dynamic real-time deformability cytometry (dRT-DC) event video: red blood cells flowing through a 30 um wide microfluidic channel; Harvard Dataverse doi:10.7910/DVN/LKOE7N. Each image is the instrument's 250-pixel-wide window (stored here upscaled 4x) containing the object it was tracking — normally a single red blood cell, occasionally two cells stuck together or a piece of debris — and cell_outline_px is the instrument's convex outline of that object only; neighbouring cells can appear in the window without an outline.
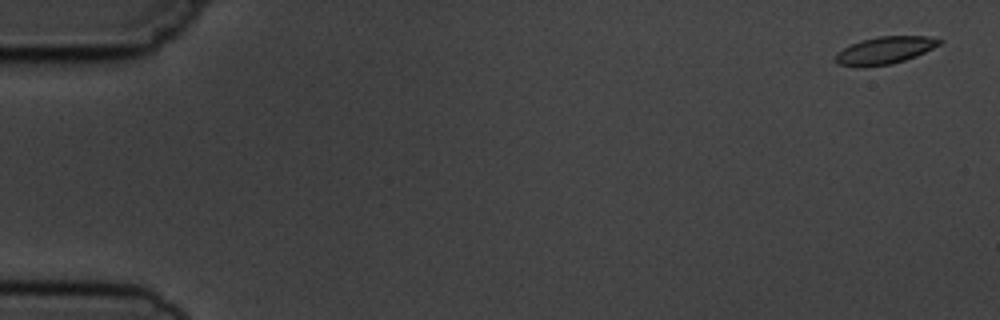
{"species": "common noctule bat (a hibernating species)", "species_latin": "Nyctalus noctula", "temperature_condition": "cold", "stored_images_in_passage": 9, "camera_frame_rate_fps": 3000, "um_per_image_px": 0.085, "animal": {"sex": "male", "body_mass_g": 19.5, "forearm_length_mm": 54.6}, "frame": {"image": 1, "passage_image": 1, "time_ms": 0.0, "image_size_px": [1000, 320], "cell_outline_px": [[944, 40], [940, 44], [916, 56], [892, 64], [856, 68], [836, 64], [836, 52], [860, 40], [880, 36], [928, 36]], "centroid_in_image_um": [75.18, 4.29], "position_along_channel_um": 9.8, "area_um2": 16.65}}
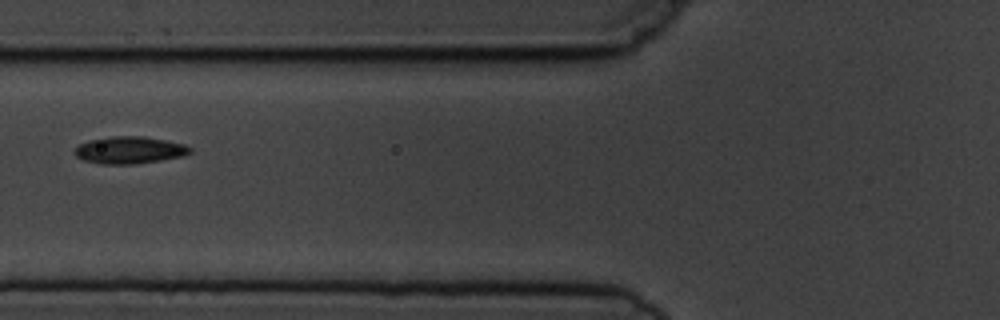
{"frame": {"image": 2, "passage_image": 6, "time_ms": 6.667, "image_size_px": [1000, 320], "cell_outline_px": [[192, 152], [184, 156], [136, 164], [100, 164], [84, 160], [76, 156], [72, 152], [80, 144], [88, 140], [112, 136], [144, 136], [184, 144], [192, 148]], "centroid_in_image_um": [11.0, 12.76], "position_along_channel_um": 114.8, "area_um2": 18.32}}
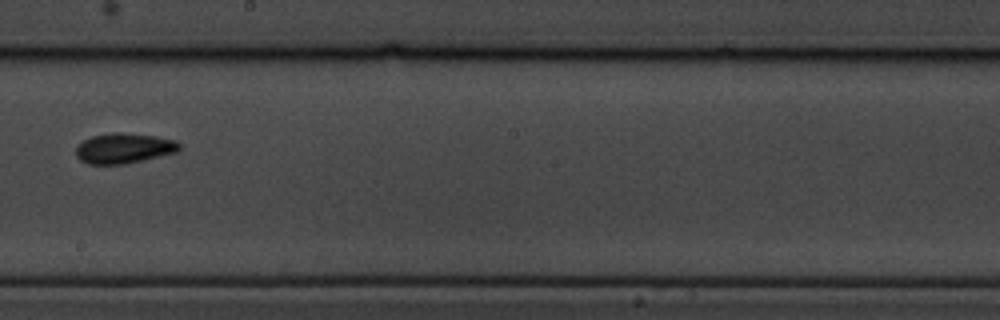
{"frame": {"image": 3, "passage_image": 9, "time_ms": 10.0, "image_size_px": [1000, 320], "cell_outline_px": [[180, 148], [176, 152], [144, 160], [124, 164], [88, 164], [80, 160], [76, 156], [76, 148], [84, 140], [92, 136], [116, 132], [120, 132], [156, 136], [176, 140], [180, 144]], "centroid_in_image_um": [10.54, 12.6], "position_along_channel_um": 237.7, "area_um2": 18.15}}